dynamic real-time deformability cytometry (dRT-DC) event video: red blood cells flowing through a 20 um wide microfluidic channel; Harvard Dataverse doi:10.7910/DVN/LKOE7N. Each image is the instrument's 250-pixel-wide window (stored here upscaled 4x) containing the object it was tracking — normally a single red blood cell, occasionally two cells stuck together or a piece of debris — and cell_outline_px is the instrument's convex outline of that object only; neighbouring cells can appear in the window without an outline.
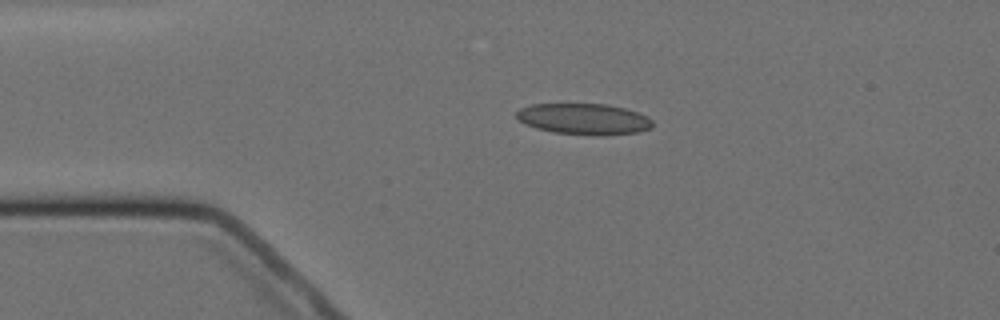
{"species": "Egyptian fruit bat (a non-hibernating species)", "species_latin": "Rousettus aegyptiacus", "temperature_condition": "cold", "stored_images_in_passage": 2, "camera_frame_rate_fps": 3000, "um_per_image_px": 0.085, "animal": {"sex": "female"}, "frame": {"image": 1, "passage_image": 1, "time_ms": 0.0, "image_size_px": [1000, 320], "cell_outline_px": [[652, 128], [640, 132], [604, 136], [592, 136], [552, 132], [536, 128], [524, 124], [516, 120], [516, 112], [520, 108], [532, 104], [604, 104], [624, 108], [648, 116], [652, 120]], "centroid_in_image_um": [49.62, 10.13], "position_along_channel_um": 35.4, "area_um2": 25.03}}